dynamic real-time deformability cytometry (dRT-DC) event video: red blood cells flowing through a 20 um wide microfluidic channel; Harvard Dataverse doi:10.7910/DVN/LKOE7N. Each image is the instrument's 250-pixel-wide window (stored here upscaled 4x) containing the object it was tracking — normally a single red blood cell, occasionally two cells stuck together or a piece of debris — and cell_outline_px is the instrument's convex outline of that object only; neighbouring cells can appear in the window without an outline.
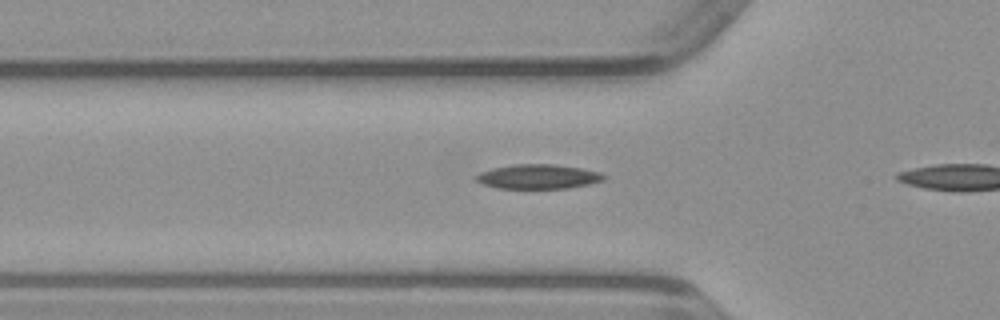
{"species": "common noctule bat (a hibernating species)", "species_latin": "Nyctalus noctula", "temperature_condition": "warm", "stored_images_in_passage": 12, "camera_frame_rate_fps": 3000, "um_per_image_px": 0.085, "animal": {"sex": "male", "body_mass_g": 23.1, "forearm_length_mm": 52.7}, "frame": {"image": 1, "passage_image": 7, "time_ms": 2.0, "image_size_px": [1000, 320], "cell_outline_px": [[608, 176], [604, 180], [588, 184], [568, 188], [500, 188], [484, 184], [476, 180], [476, 176], [480, 172], [492, 168], [516, 164], [552, 164], [580, 168], [600, 172]], "centroid_in_image_um": [45.78, 15.01], "position_along_channel_um": 80.0, "area_um2": 18.03}}
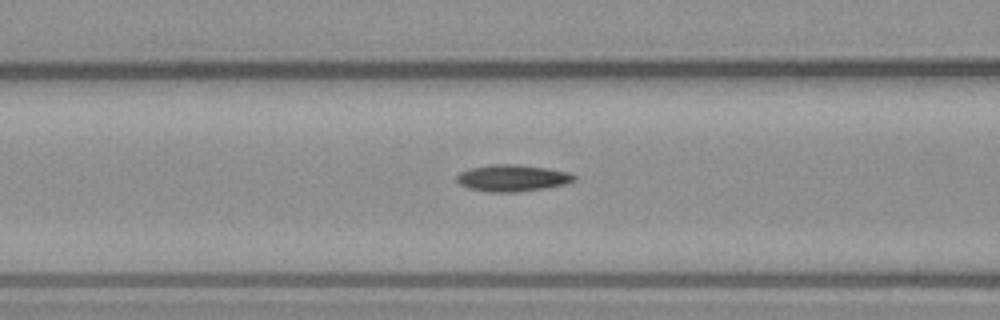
{"frame": {"image": 2, "passage_image": 10, "time_ms": 3.0, "image_size_px": [1000, 320], "cell_outline_px": [[576, 180], [564, 184], [544, 188], [516, 192], [488, 192], [468, 188], [460, 184], [456, 180], [456, 176], [460, 172], [472, 168], [492, 164], [520, 164], [548, 168], [568, 172], [576, 176]], "centroid_in_image_um": [43.55, 15.13], "position_along_channel_um": 123.1, "area_um2": 18.26}}